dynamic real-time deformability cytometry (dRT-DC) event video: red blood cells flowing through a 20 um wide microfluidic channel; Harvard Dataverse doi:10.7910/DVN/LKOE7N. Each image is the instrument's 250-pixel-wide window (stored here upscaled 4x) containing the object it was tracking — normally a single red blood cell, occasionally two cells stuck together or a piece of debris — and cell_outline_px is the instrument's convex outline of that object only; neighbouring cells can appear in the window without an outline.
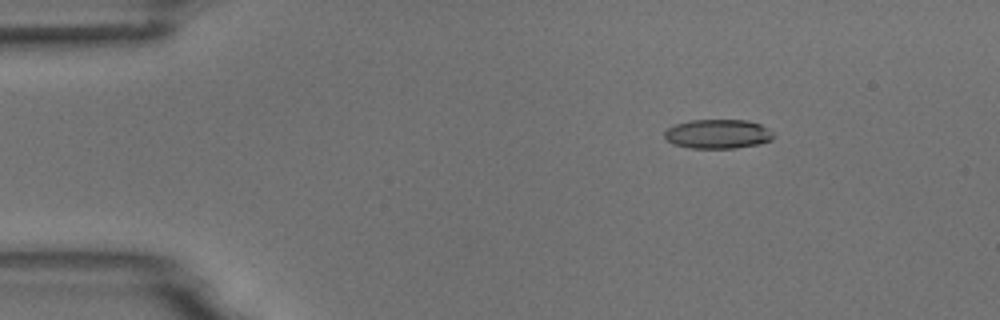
{"species": "common noctule bat (a hibernating species)", "species_latin": "Nyctalus noctula", "temperature_condition": "room temperature", "stored_images_in_passage": 5, "camera_frame_rate_fps": 3000, "um_per_image_px": 0.085, "animal": {"sex": "male", "body_mass_g": 18.8}, "frame": {"image": 1, "passage_image": 2, "time_ms": 2.0, "image_size_px": [1000, 320], "cell_outline_px": [[772, 140], [760, 144], [736, 148], [692, 148], [672, 144], [664, 136], [664, 132], [668, 128], [676, 124], [692, 120], [748, 120], [760, 124], [772, 132]], "centroid_in_image_um": [61.02, 11.39], "position_along_channel_um": 24.0, "area_um2": 18.5}}